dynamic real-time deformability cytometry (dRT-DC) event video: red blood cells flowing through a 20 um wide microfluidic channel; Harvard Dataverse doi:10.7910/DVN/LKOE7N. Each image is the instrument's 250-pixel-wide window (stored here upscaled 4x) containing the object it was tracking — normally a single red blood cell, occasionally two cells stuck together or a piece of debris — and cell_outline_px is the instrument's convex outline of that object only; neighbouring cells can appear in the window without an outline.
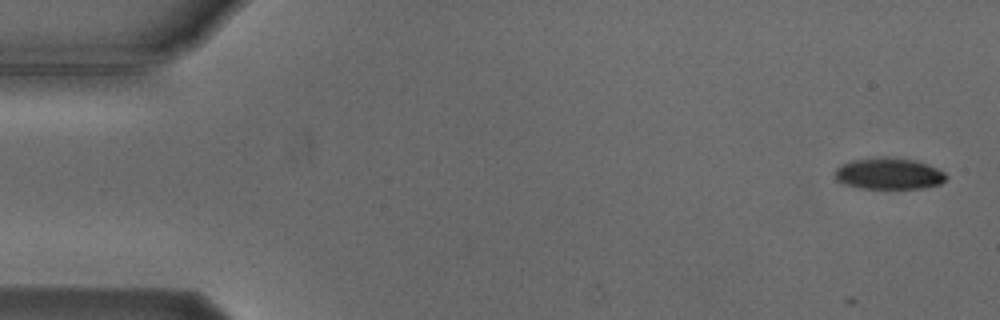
{"species": "Egyptian fruit bat (a non-hibernating species)", "species_latin": "Rousettus aegyptiacus", "temperature_condition": "cold", "stored_images_in_passage": 4, "camera_frame_rate_fps": 3000, "um_per_image_px": 0.085, "animal": {"sex": "male"}, "frame": {"image": 1, "passage_image": 1, "time_ms": 0.0, "image_size_px": [1000, 320], "cell_outline_px": [[948, 176], [940, 184], [920, 188], [860, 188], [844, 184], [836, 180], [832, 176], [836, 168], [840, 164], [852, 160], [884, 156], [888, 156], [916, 160], [928, 164], [944, 172]], "centroid_in_image_um": [75.5, 14.74], "position_along_channel_um": 9.5, "area_um2": 20.63}}